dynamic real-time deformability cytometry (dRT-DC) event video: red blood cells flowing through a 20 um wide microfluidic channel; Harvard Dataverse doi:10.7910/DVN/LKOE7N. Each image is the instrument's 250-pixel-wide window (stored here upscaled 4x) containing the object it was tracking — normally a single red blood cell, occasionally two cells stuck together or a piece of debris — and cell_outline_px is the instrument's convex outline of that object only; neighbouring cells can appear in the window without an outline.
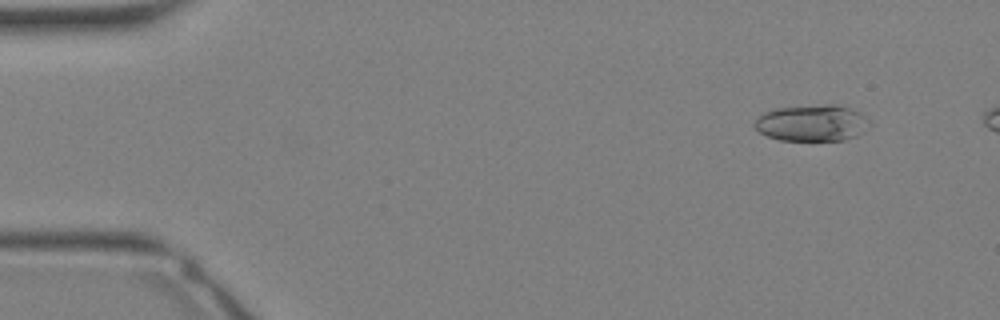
{"species": "Egyptian fruit bat (a non-hibernating species)", "species_latin": "Rousettus aegyptiacus", "temperature_condition": "warm", "stored_images_in_passage": 31, "camera_frame_rate_fps": 3000, "um_per_image_px": 0.085, "animal": {"sex": "female"}, "frame": {"image": 1, "passage_image": 2, "time_ms": 0.333, "image_size_px": [1000, 320], "cell_outline_px": [[872, 124], [864, 132], [856, 136], [844, 140], [780, 140], [768, 136], [760, 132], [756, 128], [756, 120], [764, 112], [776, 108], [828, 104], [836, 104], [860, 112], [872, 120]], "centroid_in_image_um": [69.11, 10.45], "position_along_channel_um": 15.9, "area_um2": 24.45}}
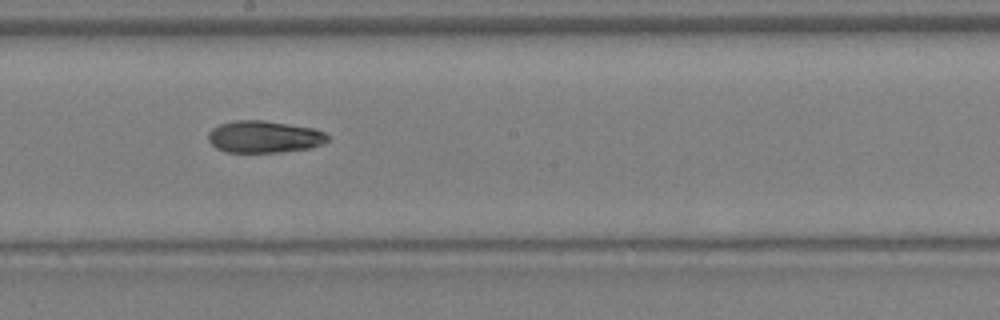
{"frame": {"image": 2, "passage_image": 18, "time_ms": 5.667, "image_size_px": [1000, 320], "cell_outline_px": [[328, 140], [324, 144], [308, 148], [280, 152], [224, 152], [216, 148], [208, 140], [208, 132], [212, 128], [220, 124], [236, 120], [264, 120], [316, 128], [324, 132], [328, 136]], "centroid_in_image_um": [22.45, 11.62], "position_along_channel_um": 225.7, "area_um2": 22.43}}
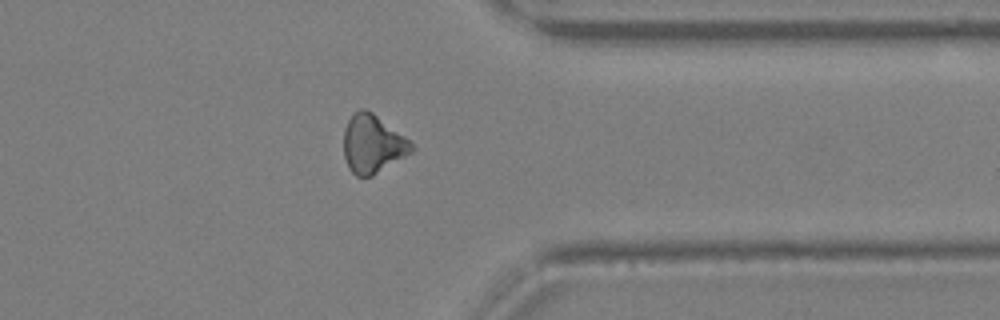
{"frame": {"image": 3, "passage_image": 26, "time_ms": 8.333, "image_size_px": [1000, 320], "cell_outline_px": [[416, 148], [412, 152], [372, 176], [356, 176], [348, 168], [344, 156], [344, 128], [348, 120], [360, 108], [364, 108], [372, 112], [404, 136]], "centroid_in_image_um": [31.66, 12.25], "position_along_channel_um": 379.7, "area_um2": 22.77}}